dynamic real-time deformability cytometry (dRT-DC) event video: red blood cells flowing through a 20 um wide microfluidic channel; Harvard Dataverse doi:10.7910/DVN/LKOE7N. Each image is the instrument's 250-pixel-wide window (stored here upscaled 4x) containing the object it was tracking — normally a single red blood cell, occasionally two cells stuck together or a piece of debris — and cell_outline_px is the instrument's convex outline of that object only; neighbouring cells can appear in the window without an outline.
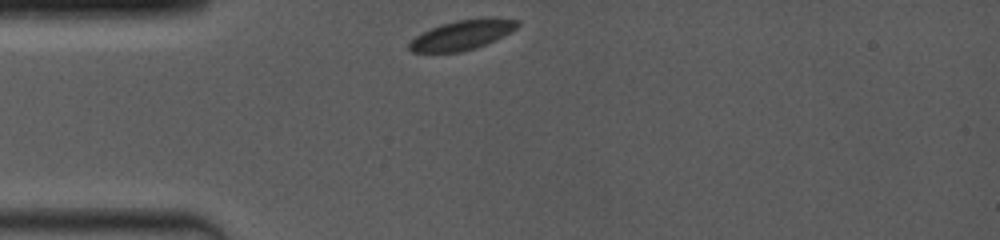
{"species": "common noctule bat (a hibernating species)", "species_latin": "Nyctalus noctula", "temperature_condition": "room temperature", "stored_images_in_passage": 29, "camera_frame_rate_fps": 4000, "um_per_image_px": 0.085, "animal": {"sex": "female", "body_mass_g": 19.0, "forearm_length_mm": 53.3}, "frame": {"image": 1, "passage_image": 1, "time_ms": 0.0, "image_size_px": [1000, 240], "cell_outline_px": [[520, 24], [512, 32], [496, 40], [476, 48], [460, 52], [412, 52], [408, 48], [408, 44], [416, 36], [440, 24], [456, 20], [488, 16], [520, 20]], "centroid_in_image_um": [39.35, 2.95], "position_along_channel_um": 45.6, "area_um2": 19.02}}
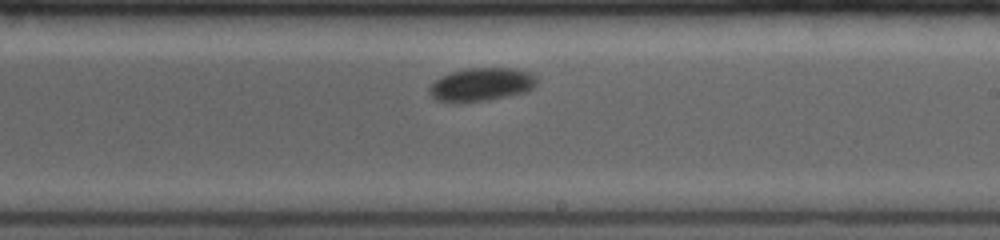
{"frame": {"image": 2, "passage_image": 17, "time_ms": 5.75, "image_size_px": [1000, 240], "cell_outline_px": [[536, 84], [528, 92], [488, 100], [456, 104], [436, 100], [428, 92], [428, 88], [440, 76], [452, 72], [468, 68], [516, 68], [528, 72], [536, 80]], "centroid_in_image_um": [40.87, 7.21], "position_along_channel_um": 248.1, "area_um2": 21.04}}
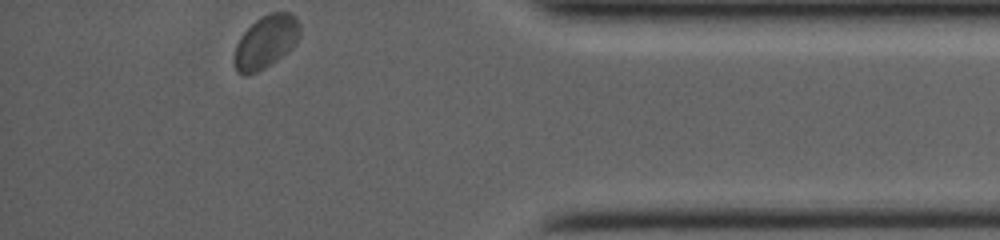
{"frame": {"image": 3, "passage_image": 29, "time_ms": 10.5, "image_size_px": [1000, 240], "cell_outline_px": [[300, 36], [296, 44], [292, 48], [264, 68], [256, 72], [244, 76], [236, 72], [232, 60], [232, 56], [236, 44], [240, 36], [256, 20], [272, 12], [292, 12], [296, 16], [300, 24]], "centroid_in_image_um": [22.58, 3.56], "position_along_channel_um": 412.6, "area_um2": 20.46}, "authors_computed_cell_mechanics": {"area_um2": 20.2878, "velocity_mm_per_s": 3.8295, "shape_relaxation_time_tau1_ms": 1.3479, "shape_relaxation_time_tau2_ms": null, "deformation_change_tau1": 0.0335, "deformation_change_tau2": null}}